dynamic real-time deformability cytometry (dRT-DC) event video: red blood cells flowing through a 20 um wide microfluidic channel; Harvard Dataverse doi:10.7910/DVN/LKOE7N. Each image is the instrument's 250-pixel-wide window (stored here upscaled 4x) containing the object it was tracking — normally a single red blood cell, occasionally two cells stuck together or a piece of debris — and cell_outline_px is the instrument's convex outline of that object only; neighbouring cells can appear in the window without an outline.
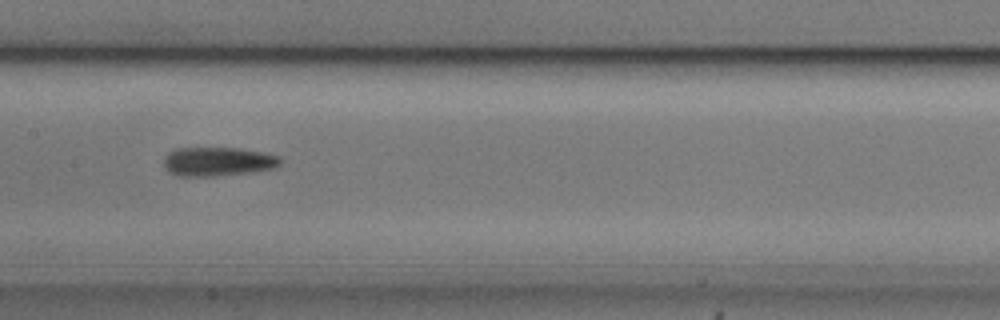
{"species": "common noctule bat (a hibernating species)", "species_latin": "Nyctalus noctula", "temperature_condition": "cold", "stored_images_in_passage": 9, "camera_frame_rate_fps": 3000, "um_per_image_px": 0.085, "animal": {"sex": "male", "body_mass_g": 20.5, "forearm_length_mm": 52.5}, "frame": {"image": 1, "passage_image": 8, "time_ms": 2.333, "image_size_px": [1000, 320], "cell_outline_px": [[280, 164], [276, 168], [252, 172], [212, 176], [180, 176], [168, 172], [164, 164], [164, 160], [168, 152], [176, 148], [240, 148], [280, 156]], "centroid_in_image_um": [18.52, 13.73], "position_along_channel_um": 188.9, "area_um2": 19.65}}